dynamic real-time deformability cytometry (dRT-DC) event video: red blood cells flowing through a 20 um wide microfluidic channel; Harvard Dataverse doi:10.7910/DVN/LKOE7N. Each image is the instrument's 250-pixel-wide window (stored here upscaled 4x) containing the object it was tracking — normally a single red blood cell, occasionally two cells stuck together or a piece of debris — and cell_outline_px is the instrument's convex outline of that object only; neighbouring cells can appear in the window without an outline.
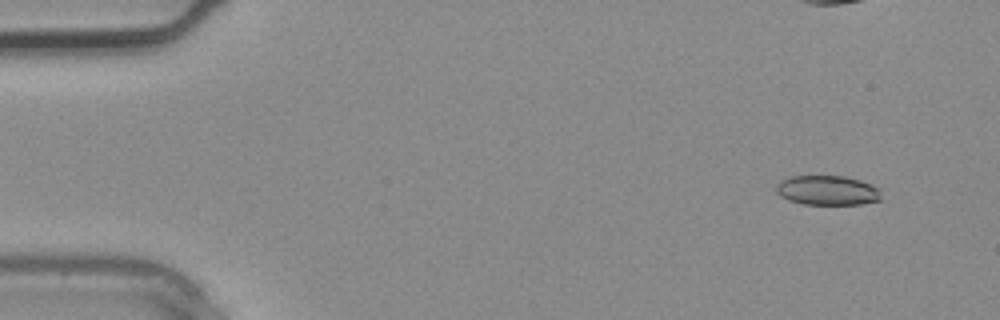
{"species": "common noctule bat (a hibernating species)", "species_latin": "Nyctalus noctula", "temperature_condition": "warm", "stored_images_in_passage": 4, "segment_of_instrument_passage": [2, 2], "camera_frame_rate_fps": 3000, "um_per_image_px": 0.085, "animal": {"sex": "male", "body_mass_g": 20.4}, "frame": {"image": 1, "passage_image": 4, "time_ms": 1.0, "image_size_px": [1000, 320], "cell_outline_px": [[880, 200], [860, 204], [804, 204], [788, 200], [780, 196], [776, 192], [776, 184], [780, 180], [792, 176], [844, 176], [860, 180], [880, 188]], "centroid_in_image_um": [70.31, 16.17], "position_along_channel_um": 14.7, "area_um2": 18.15}}